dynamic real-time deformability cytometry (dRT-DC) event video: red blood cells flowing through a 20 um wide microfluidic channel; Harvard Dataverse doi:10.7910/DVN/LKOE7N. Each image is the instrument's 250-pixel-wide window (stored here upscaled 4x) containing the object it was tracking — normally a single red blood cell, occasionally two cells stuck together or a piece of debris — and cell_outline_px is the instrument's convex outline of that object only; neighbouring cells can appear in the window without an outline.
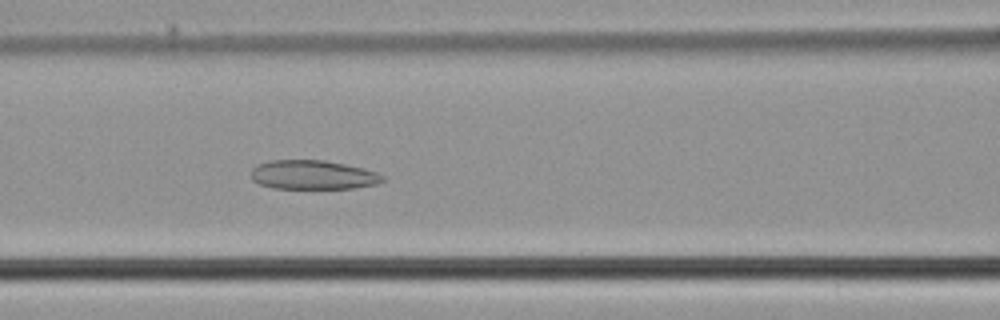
{"species": "common noctule bat (a hibernating species)", "species_latin": "Nyctalus noctula", "temperature_condition": "cold", "stored_images_in_passage": 38, "camera_frame_rate_fps": 3000, "um_per_image_px": 0.085, "animal": {"sex": "male", "body_mass_g": 21.5, "forearm_length_mm": 52.0}, "frame": {"image": 1, "passage_image": 19, "time_ms": 6.0, "image_size_px": [1000, 320], "cell_outline_px": [[384, 180], [376, 184], [356, 188], [272, 188], [260, 184], [252, 180], [252, 168], [256, 164], [272, 160], [324, 160], [364, 168], [376, 172], [384, 176]], "centroid_in_image_um": [26.59, 14.86], "position_along_channel_um": 140.0, "area_um2": 22.31}}
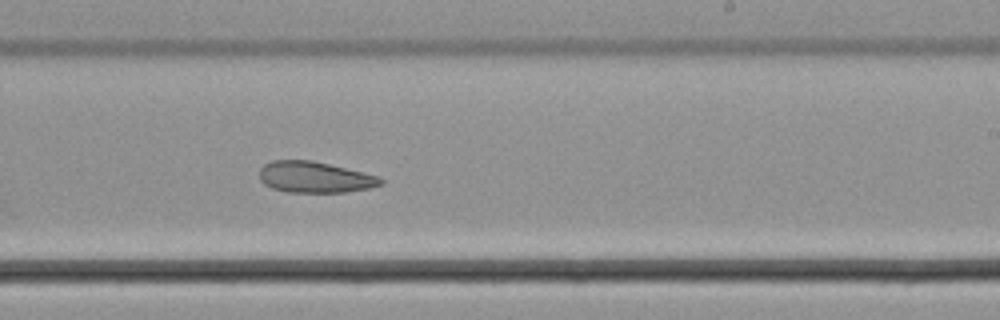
{"frame": {"image": 2, "passage_image": 28, "time_ms": 9.0, "image_size_px": [1000, 320], "cell_outline_px": [[384, 184], [368, 188], [344, 192], [288, 192], [272, 188], [264, 184], [260, 180], [260, 168], [264, 164], [272, 160], [312, 160], [380, 176], [384, 180]], "centroid_in_image_um": [26.76, 15.05], "position_along_channel_um": 262.2, "area_um2": 22.02}}
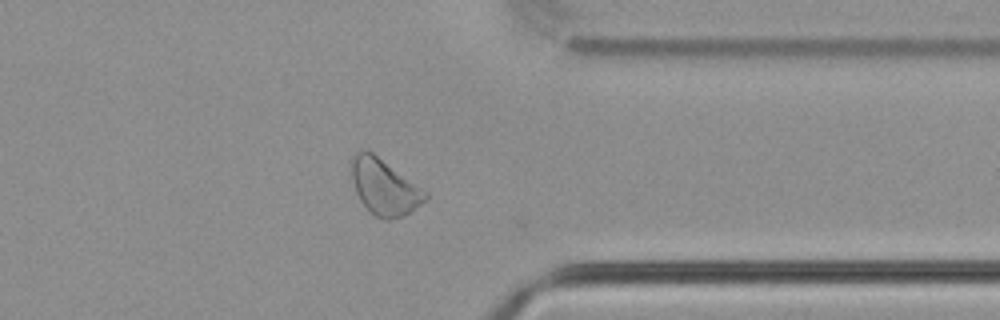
{"frame": {"image": 3, "passage_image": 37, "time_ms": 12.0, "image_size_px": [1000, 320], "cell_outline_px": [[428, 196], [420, 204], [404, 216], [388, 220], [384, 220], [376, 216], [360, 200], [356, 192], [352, 180], [352, 156], [360, 152], [372, 152], [428, 192]], "centroid_in_image_um": [32.68, 15.92], "position_along_channel_um": 378.7, "area_um2": 23.41}}